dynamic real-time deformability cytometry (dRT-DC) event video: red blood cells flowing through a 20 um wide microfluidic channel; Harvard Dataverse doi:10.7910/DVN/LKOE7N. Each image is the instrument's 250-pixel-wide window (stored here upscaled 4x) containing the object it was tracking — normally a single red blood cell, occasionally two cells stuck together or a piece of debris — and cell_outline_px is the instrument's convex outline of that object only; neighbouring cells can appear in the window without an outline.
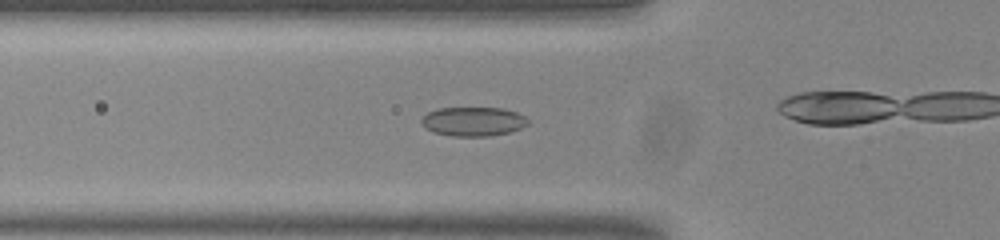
{"species": "common noctule bat (a hibernating species)", "species_latin": "Nyctalus noctula", "temperature_condition": "room temperature", "stored_images_in_passage": 42, "camera_frame_rate_fps": 3000, "um_per_image_px": 0.085, "animal": {"sex": "male", "body_mass_g": 20.0, "forearm_length_mm": 53.3}, "frame": {"image": 1, "passage_image": 19, "time_ms": 6.0, "image_size_px": [1000, 240], "cell_outline_px": [[528, 124], [520, 128], [508, 132], [492, 136], [452, 136], [432, 132], [424, 128], [420, 120], [428, 112], [440, 108], [504, 108], [516, 112], [524, 116], [528, 120]], "centroid_in_image_um": [40.2, 10.33], "position_along_channel_um": 85.6, "area_um2": 18.09}}
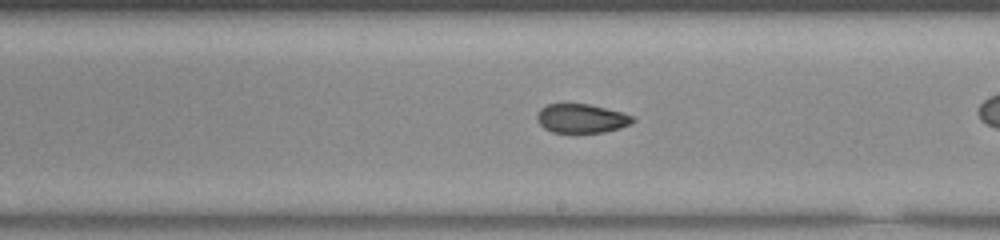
{"frame": {"image": 2, "passage_image": 31, "time_ms": 10.0, "image_size_px": [1000, 240], "cell_outline_px": [[636, 120], [632, 124], [620, 128], [604, 132], [552, 132], [544, 128], [536, 120], [536, 116], [540, 108], [548, 104], [588, 104], [636, 116]], "centroid_in_image_um": [49.44, 10.07], "position_along_channel_um": 239.6, "area_um2": 16.18}}
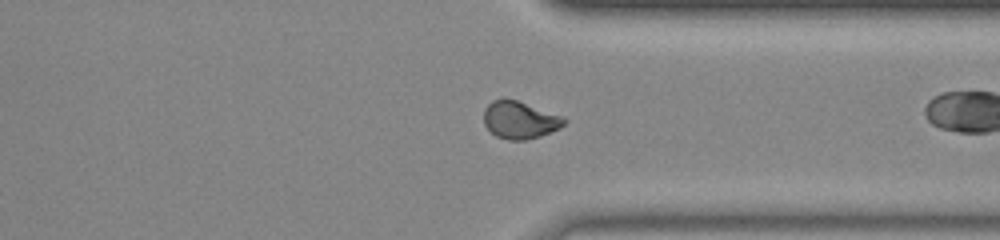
{"frame": {"image": 3, "passage_image": 41, "time_ms": 13.333, "image_size_px": [1000, 240], "cell_outline_px": [[568, 120], [560, 128], [540, 136], [524, 140], [508, 140], [496, 136], [484, 124], [484, 108], [492, 100], [516, 100], [564, 116]], "centroid_in_image_um": [44.21, 10.21], "position_along_channel_um": 367.2, "area_um2": 17.4}}